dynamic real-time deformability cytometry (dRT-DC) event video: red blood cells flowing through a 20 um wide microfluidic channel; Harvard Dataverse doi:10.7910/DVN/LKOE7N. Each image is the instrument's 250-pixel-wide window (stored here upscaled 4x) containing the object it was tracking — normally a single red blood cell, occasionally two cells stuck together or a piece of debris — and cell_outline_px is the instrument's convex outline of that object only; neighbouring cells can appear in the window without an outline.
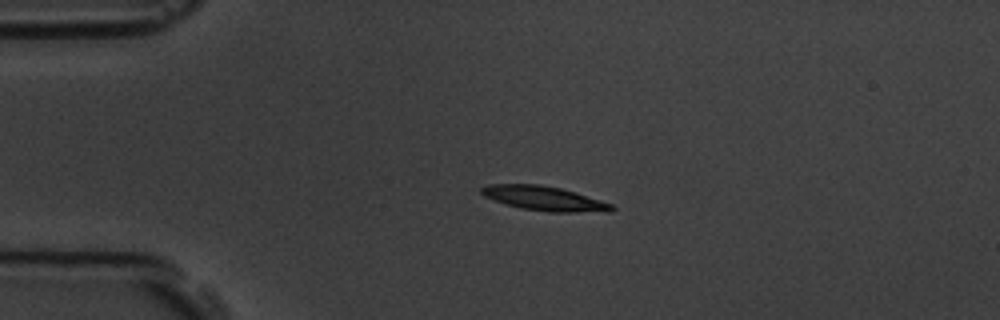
{"species": "common noctule bat (a hibernating species)", "species_latin": "Nyctalus noctula", "temperature_condition": "room temperature", "stored_images_in_passage": 2, "camera_frame_rate_fps": 3000, "um_per_image_px": 0.085, "animal": {"sex": "male", "body_mass_g": 19.5, "forearm_length_mm": 54.6}, "frame": {"image": 1, "passage_image": 1, "time_ms": 0.0, "image_size_px": [1000, 320], "cell_outline_px": [[616, 208], [612, 212], [548, 212], [520, 208], [484, 196], [480, 192], [480, 188], [488, 184], [540, 184], [560, 188], [600, 200], [612, 204]], "centroid_in_image_um": [46.29, 16.87], "position_along_channel_um": 38.7, "area_um2": 18.44}}